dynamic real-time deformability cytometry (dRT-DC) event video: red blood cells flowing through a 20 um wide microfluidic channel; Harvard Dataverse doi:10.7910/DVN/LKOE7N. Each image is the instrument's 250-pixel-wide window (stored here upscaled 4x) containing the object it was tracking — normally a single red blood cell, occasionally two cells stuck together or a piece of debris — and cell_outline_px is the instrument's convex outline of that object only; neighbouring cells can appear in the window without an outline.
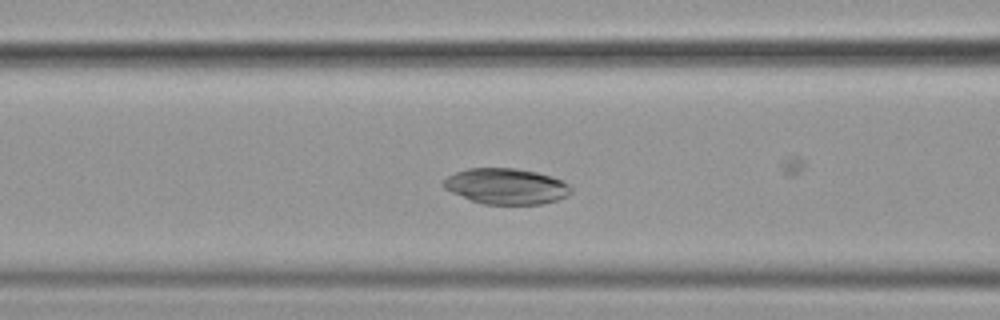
{"species": "common noctule bat (a hibernating species)", "species_latin": "Nyctalus noctula", "temperature_condition": "cold", "stored_images_in_passage": 50, "camera_frame_rate_fps": 3000, "um_per_image_px": 0.085, "animal": {"sex": "female", "body_mass_g": 19.9}, "frame": {"image": 1, "passage_image": 16, "time_ms": 5.0, "image_size_px": [1000, 320], "cell_outline_px": [[572, 192], [568, 196], [556, 200], [540, 204], [484, 204], [472, 200], [452, 192], [444, 188], [440, 184], [448, 176], [456, 172], [468, 168], [516, 168], [536, 172], [552, 176], [568, 184], [572, 188]], "centroid_in_image_um": [43.03, 15.83], "position_along_channel_um": 123.6, "area_um2": 26.53}}
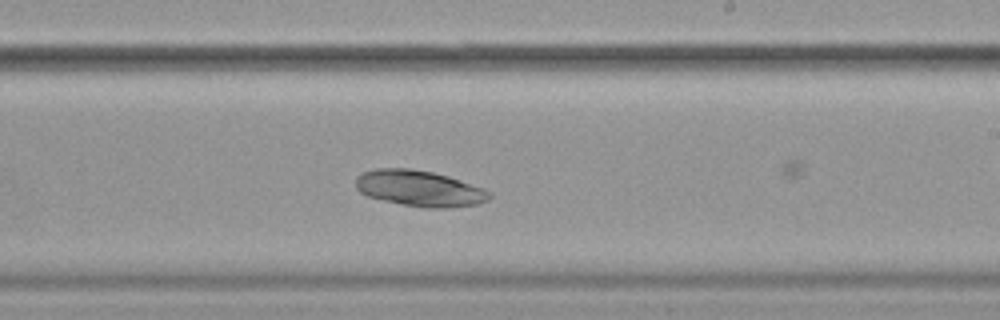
{"frame": {"image": 2, "passage_image": 27, "time_ms": 8.667, "image_size_px": [1000, 320], "cell_outline_px": [[492, 196], [488, 200], [476, 204], [448, 208], [428, 208], [400, 204], [368, 196], [360, 192], [356, 188], [356, 176], [364, 172], [376, 168], [412, 168], [432, 172], [448, 176], [484, 188], [492, 192]], "centroid_in_image_um": [35.67, 16.01], "position_along_channel_um": 253.3, "area_um2": 28.09}}
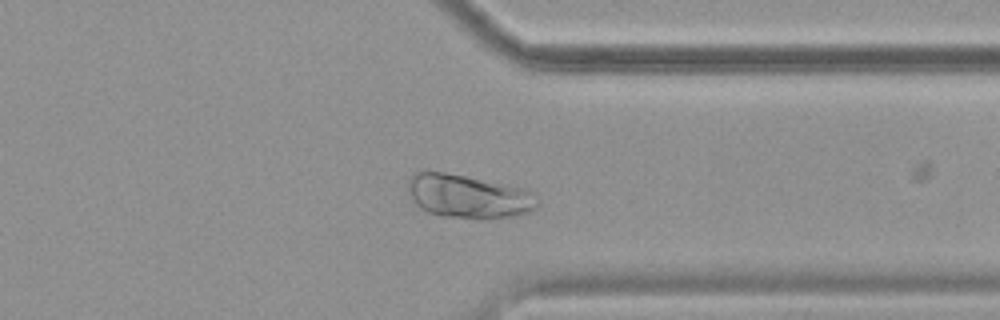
{"frame": {"image": 3, "passage_image": 37, "time_ms": 12.0, "image_size_px": [1000, 320], "cell_outline_px": [[540, 200], [536, 208], [532, 212], [516, 216], [440, 216], [428, 212], [420, 208], [412, 200], [408, 192], [408, 180], [416, 172], [444, 172], [524, 188], [532, 192]], "centroid_in_image_um": [39.82, 16.67], "position_along_channel_um": 371.6, "area_um2": 32.14}}